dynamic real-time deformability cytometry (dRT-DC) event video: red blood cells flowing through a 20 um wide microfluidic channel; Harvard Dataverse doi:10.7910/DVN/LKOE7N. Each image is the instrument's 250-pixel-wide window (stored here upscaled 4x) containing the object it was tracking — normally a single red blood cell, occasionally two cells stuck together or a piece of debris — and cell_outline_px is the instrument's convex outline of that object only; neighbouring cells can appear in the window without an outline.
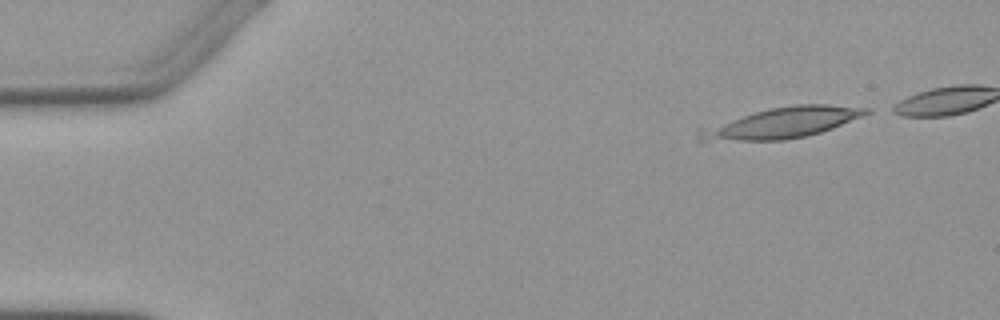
{"species": "Egyptian fruit bat (a non-hibernating species)", "species_latin": "Rousettus aegyptiacus", "temperature_condition": "warm", "stored_images_in_passage": 7, "segment_of_instrument_passage": [1, 2], "camera_frame_rate_fps": 3000, "um_per_image_px": 0.085, "animal": {"sex": "female"}, "frame": {"image": 1, "passage_image": 1, "time_ms": 0.0, "image_size_px": [1000, 320], "cell_outline_px": [[872, 112], [864, 116], [832, 128], [808, 136], [784, 140], [696, 140], [696, 128], [768, 108], [796, 104], [828, 104], [872, 108]], "centroid_in_image_um": [66.47, 10.43], "position_along_channel_um": 18.5, "area_um2": 30.06}}
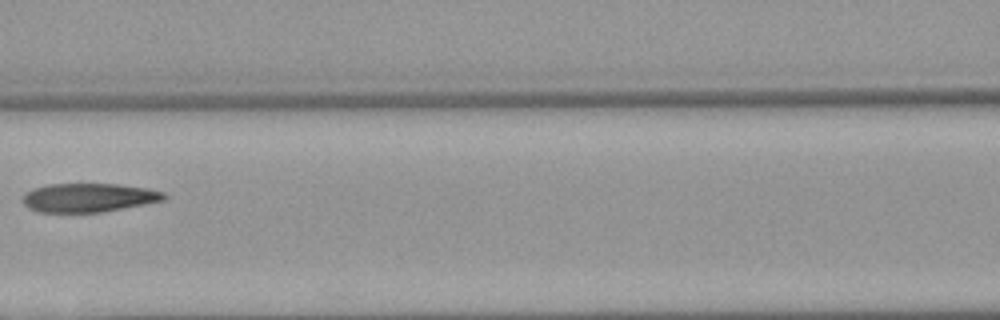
{"frame": {"image": 2, "passage_image": 6, "time_ms": 6.333, "image_size_px": [1000, 320], "cell_outline_px": [[168, 196], [164, 200], [144, 204], [100, 212], [40, 212], [28, 208], [20, 200], [32, 188], [48, 184], [116, 184], [148, 188], [164, 192]], "centroid_in_image_um": [7.52, 16.79], "position_along_channel_um": 159.1, "area_um2": 23.64}}